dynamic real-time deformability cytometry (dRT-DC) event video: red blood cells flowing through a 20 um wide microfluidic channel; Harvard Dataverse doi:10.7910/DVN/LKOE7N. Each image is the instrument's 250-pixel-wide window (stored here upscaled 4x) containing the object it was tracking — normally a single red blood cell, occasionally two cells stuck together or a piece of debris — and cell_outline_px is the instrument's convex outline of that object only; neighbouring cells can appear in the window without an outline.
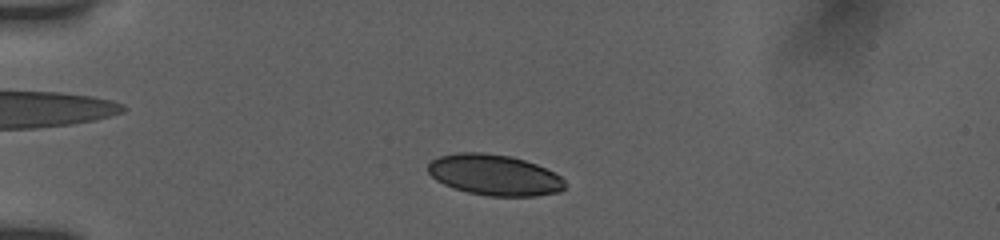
{"species": "human", "species_latin": "Homo sapiens", "temperature_condition": "room temperature", "stored_images_in_passage": 25, "camera_frame_rate_fps": 3000, "um_per_image_px": 0.085, "donor": {"sex": "female"}, "frame": {"image": 1, "passage_image": 5, "time_ms": 1.333, "image_size_px": [1000, 240], "cell_outline_px": [[564, 188], [560, 192], [536, 196], [488, 196], [468, 192], [444, 184], [436, 180], [428, 172], [428, 164], [432, 160], [440, 156], [456, 152], [484, 152], [512, 156], [536, 164], [560, 176], [564, 180]], "centroid_in_image_um": [42.02, 14.86], "position_along_channel_um": 43.0, "area_um2": 32.54}}
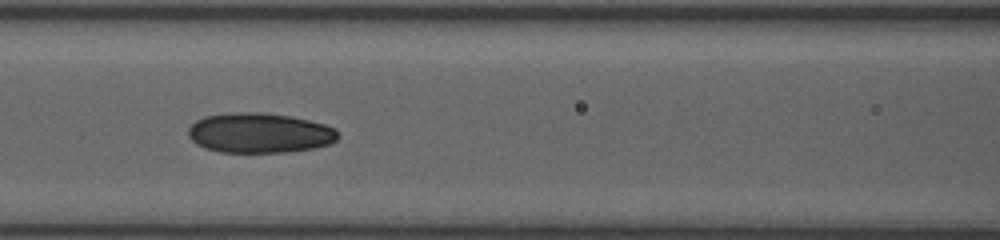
{"frame": {"image": 2, "passage_image": 16, "time_ms": 5.0, "image_size_px": [1000, 240], "cell_outline_px": [[340, 136], [332, 144], [316, 148], [288, 152], [220, 152], [204, 148], [196, 144], [188, 136], [188, 128], [196, 120], [204, 116], [232, 112], [260, 112], [292, 116], [324, 124], [336, 128]], "centroid_in_image_um": [22.08, 11.3], "position_along_channel_um": 144.5, "area_um2": 35.32}}
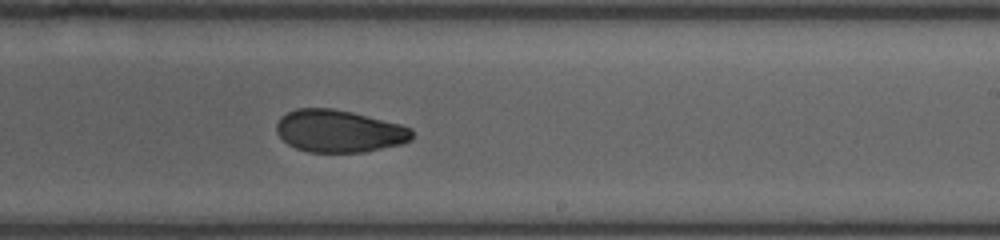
{"frame": {"image": 3, "passage_image": 25, "time_ms": 8.0, "image_size_px": [1000, 240], "cell_outline_px": [[412, 140], [400, 144], [364, 152], [308, 152], [296, 148], [288, 144], [276, 132], [276, 124], [280, 116], [296, 108], [332, 108], [352, 112], [400, 124], [412, 128]], "centroid_in_image_um": [28.8, 11.14], "position_along_channel_um": 260.2, "area_um2": 33.47}}